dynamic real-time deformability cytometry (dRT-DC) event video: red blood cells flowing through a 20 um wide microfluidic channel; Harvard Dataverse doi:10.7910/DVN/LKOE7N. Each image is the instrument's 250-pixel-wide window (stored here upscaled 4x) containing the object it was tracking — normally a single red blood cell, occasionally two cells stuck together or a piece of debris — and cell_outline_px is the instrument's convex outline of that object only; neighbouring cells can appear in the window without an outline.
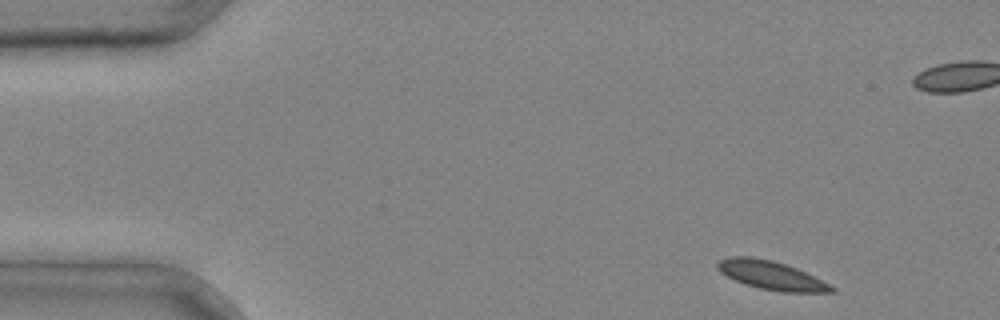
{"species": "common noctule bat (a hibernating species)", "species_latin": "Nyctalus noctula", "temperature_condition": "cold", "stored_images_in_passage": 3, "camera_frame_rate_fps": 3000, "um_per_image_px": 0.085, "animal": {"sex": "male", "body_mass_g": 20.4}, "frame": {"image": 1, "passage_image": 1, "time_ms": 0.0, "image_size_px": [1000, 320], "cell_outline_px": [[836, 292], [780, 292], [760, 288], [744, 284], [720, 272], [716, 268], [716, 264], [720, 260], [728, 256], [752, 256], [772, 260], [796, 268], [836, 288]], "centroid_in_image_um": [65.51, 23.39], "position_along_channel_um": 19.5, "area_um2": 18.84}}